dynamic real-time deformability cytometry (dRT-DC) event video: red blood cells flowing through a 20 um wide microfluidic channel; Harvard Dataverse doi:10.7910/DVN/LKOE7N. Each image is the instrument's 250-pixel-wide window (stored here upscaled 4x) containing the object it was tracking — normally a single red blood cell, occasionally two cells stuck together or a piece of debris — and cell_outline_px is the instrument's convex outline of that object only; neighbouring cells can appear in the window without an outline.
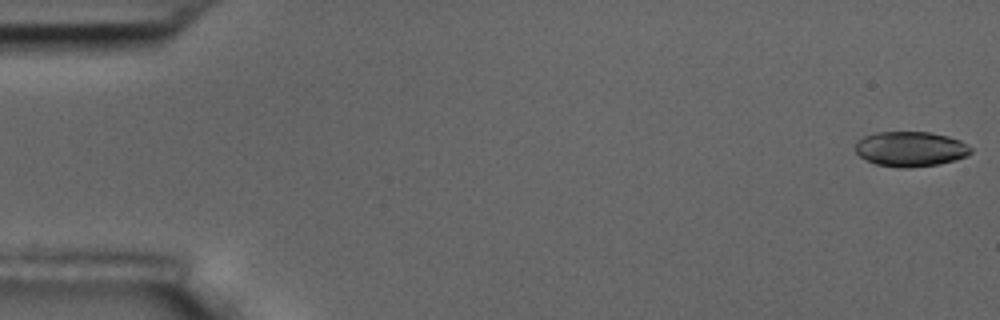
{"species": "common noctule bat (a hibernating species)", "species_latin": "Nyctalus noctula", "temperature_condition": "room temperature", "stored_images_in_passage": 56, "camera_frame_rate_fps": 3000, "um_per_image_px": 0.085, "animal": {"sex": "male", "body_mass_g": 17.5, "forearm_length_mm": 52.3}, "frame": {"image": 1, "passage_image": 1, "time_ms": 0.0, "image_size_px": [1000, 320], "cell_outline_px": [[972, 152], [968, 156], [940, 164], [908, 168], [900, 168], [876, 164], [860, 156], [856, 152], [856, 140], [864, 136], [876, 132], [928, 132], [948, 136], [960, 140], [972, 148]], "centroid_in_image_um": [77.41, 12.66], "position_along_channel_um": 7.6, "area_um2": 23.64}}
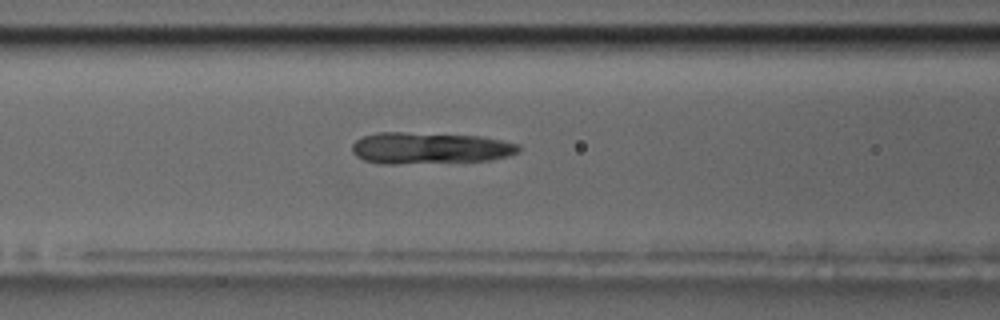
{"frame": {"image": 2, "passage_image": 23, "time_ms": 7.333, "image_size_px": [1000, 320], "cell_outline_px": [[520, 152], [508, 156], [488, 160], [396, 164], [384, 164], [364, 160], [356, 156], [352, 152], [352, 144], [356, 140], [364, 136], [376, 132], [404, 132], [480, 136], [520, 144]], "centroid_in_image_um": [36.52, 12.58], "position_along_channel_um": 130.1, "area_um2": 30.63}}
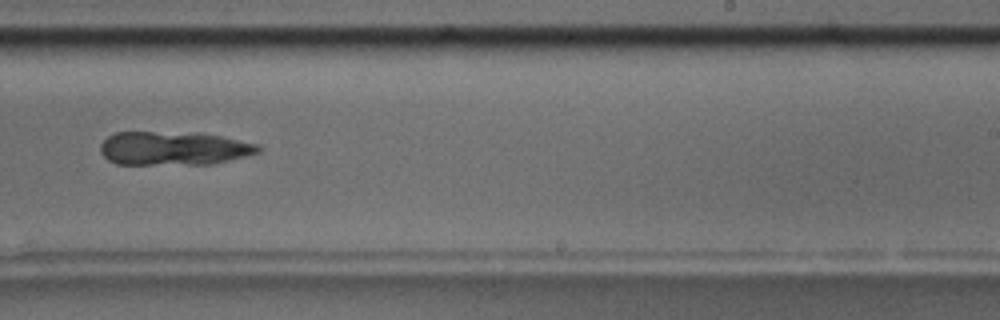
{"frame": {"image": 3, "passage_image": 35, "time_ms": 11.333, "image_size_px": [1000, 320], "cell_outline_px": [[260, 152], [248, 156], [212, 164], [116, 164], [108, 160], [100, 152], [100, 144], [108, 136], [116, 132], [200, 132], [260, 144]], "centroid_in_image_um": [14.78, 12.6], "position_along_channel_um": 274.2, "area_um2": 31.33}}